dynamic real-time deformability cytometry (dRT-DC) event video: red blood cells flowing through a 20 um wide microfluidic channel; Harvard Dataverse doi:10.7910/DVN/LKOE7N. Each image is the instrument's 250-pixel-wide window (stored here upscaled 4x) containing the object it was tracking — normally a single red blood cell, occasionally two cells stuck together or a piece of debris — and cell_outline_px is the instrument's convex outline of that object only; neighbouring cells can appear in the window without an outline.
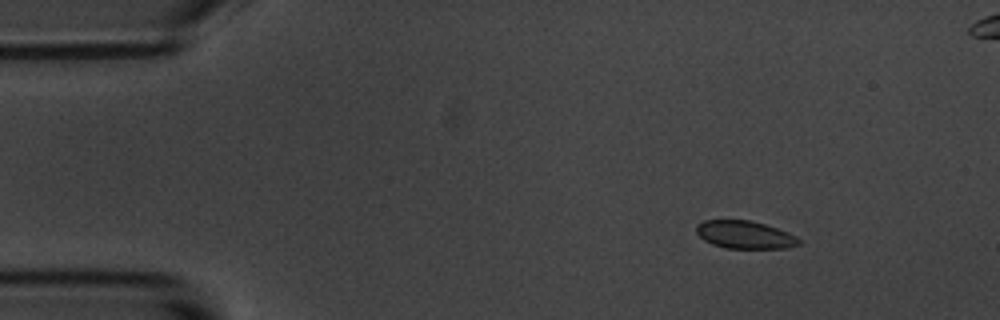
{"species": "common noctule bat (a hibernating species)", "species_latin": "Nyctalus noctula", "temperature_condition": "room temperature", "stored_images_in_passage": 9, "camera_frame_rate_fps": 3000, "um_per_image_px": 0.085, "animal": {"sex": "male", "body_mass_g": 20.1, "forearm_length_mm": 53.5}, "frame": {"image": 1, "passage_image": 1, "time_ms": 0.0, "image_size_px": [1000, 320], "cell_outline_px": [[800, 244], [784, 248], [724, 248], [712, 244], [704, 240], [696, 232], [696, 224], [704, 220], [748, 220], [764, 224], [788, 232], [796, 236], [800, 240]], "centroid_in_image_um": [63.28, 19.95], "position_along_channel_um": 21.7, "area_um2": 16.53}}
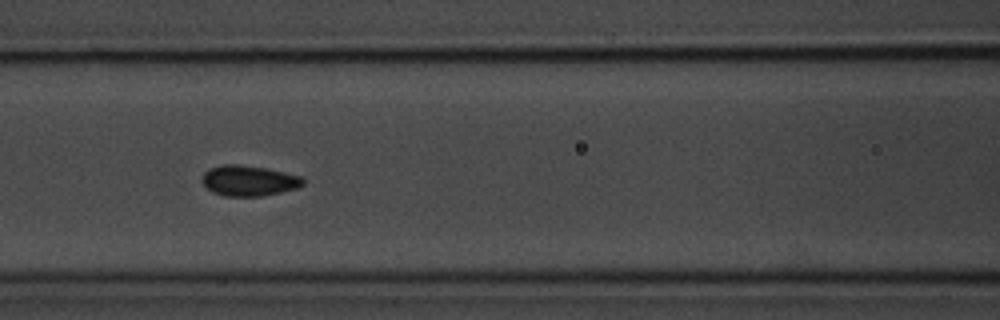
{"frame": {"image": 2, "passage_image": 6, "time_ms": 5.667, "image_size_px": [1000, 320], "cell_outline_px": [[304, 184], [296, 188], [264, 196], [224, 196], [212, 192], [200, 180], [204, 172], [208, 168], [220, 164], [240, 164], [268, 168], [300, 176], [304, 180]], "centroid_in_image_um": [21.11, 15.34], "position_along_channel_um": 145.5, "area_um2": 18.15}}
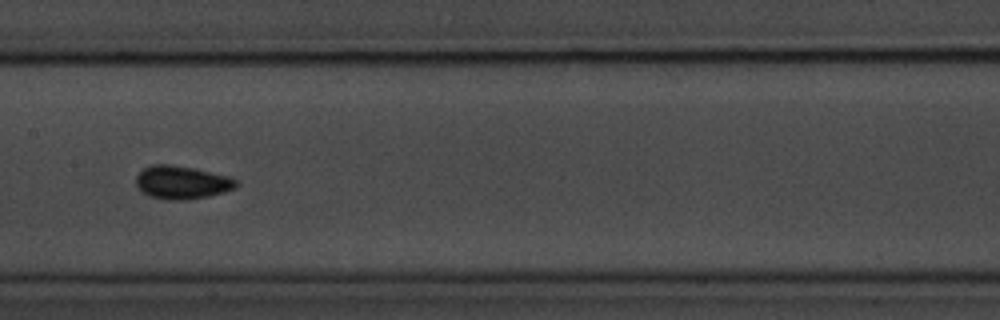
{"frame": {"image": 3, "passage_image": 7, "time_ms": 7.0, "image_size_px": [1000, 320], "cell_outline_px": [[240, 184], [236, 188], [224, 192], [208, 196], [188, 200], [164, 200], [148, 196], [136, 184], [136, 176], [144, 168], [152, 164], [172, 164], [196, 168], [228, 176], [236, 180]], "centroid_in_image_um": [15.48, 15.5], "position_along_channel_um": 191.9, "area_um2": 19.59}}